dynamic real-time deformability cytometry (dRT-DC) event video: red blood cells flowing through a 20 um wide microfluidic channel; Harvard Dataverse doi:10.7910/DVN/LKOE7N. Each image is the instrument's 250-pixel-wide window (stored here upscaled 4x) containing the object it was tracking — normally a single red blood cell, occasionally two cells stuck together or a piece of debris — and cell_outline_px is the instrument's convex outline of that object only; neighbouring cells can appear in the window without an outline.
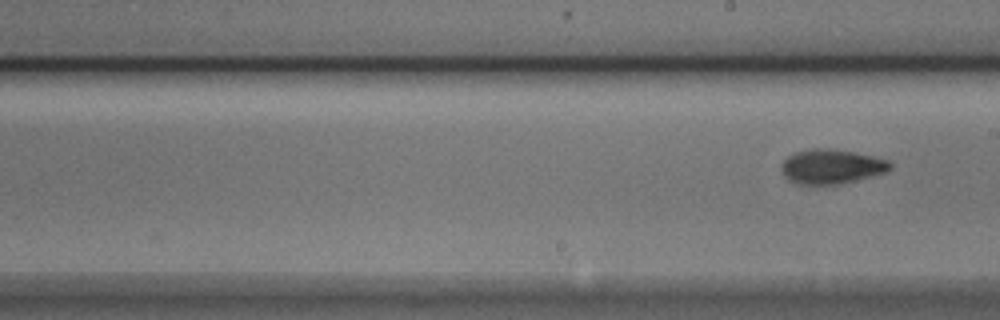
{"species": "Egyptian fruit bat (a non-hibernating species)", "species_latin": "Rousettus aegyptiacus", "temperature_condition": "cold", "stored_images_in_passage": 7, "camera_frame_rate_fps": 3000, "um_per_image_px": 0.085, "animal": {"sex": "male"}, "frame": {"image": 1, "passage_image": 7, "time_ms": 2.0, "image_size_px": [1000, 320], "cell_outline_px": [[892, 168], [884, 172], [840, 184], [796, 184], [788, 180], [784, 176], [780, 168], [780, 164], [788, 156], [796, 152], [812, 148], [820, 148], [852, 152], [872, 156], [888, 160], [892, 164]], "centroid_in_image_um": [70.62, 14.16], "position_along_channel_um": 218.4, "area_um2": 21.62}}